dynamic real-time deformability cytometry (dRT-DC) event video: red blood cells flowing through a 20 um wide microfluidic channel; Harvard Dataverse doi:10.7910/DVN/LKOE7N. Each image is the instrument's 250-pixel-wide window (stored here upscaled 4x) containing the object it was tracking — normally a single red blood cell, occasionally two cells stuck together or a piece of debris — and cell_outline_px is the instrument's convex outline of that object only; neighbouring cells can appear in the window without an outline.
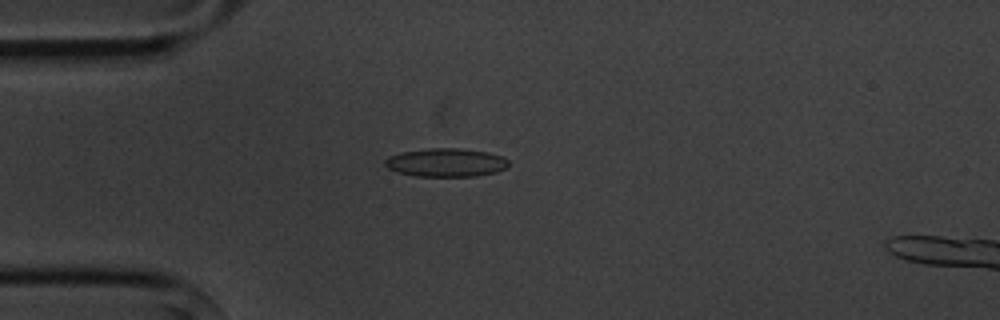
{"species": "common noctule bat (a hibernating species)", "species_latin": "Nyctalus noctula", "temperature_condition": "cold", "stored_images_in_passage": 2, "camera_frame_rate_fps": 3000, "um_per_image_px": 0.085, "animal": {"sex": "male", "body_mass_g": 20.1, "forearm_length_mm": 53.5}, "frame": {"image": 1, "passage_image": 1, "time_ms": 0.0, "image_size_px": [1000, 320], "cell_outline_px": [[508, 164], [504, 168], [496, 172], [476, 176], [416, 176], [396, 172], [388, 168], [384, 164], [384, 160], [388, 156], [404, 152], [428, 148], [460, 148], [488, 152], [504, 156], [508, 160]], "centroid_in_image_um": [37.9, 13.81], "position_along_channel_um": 47.1, "area_um2": 20.52}}